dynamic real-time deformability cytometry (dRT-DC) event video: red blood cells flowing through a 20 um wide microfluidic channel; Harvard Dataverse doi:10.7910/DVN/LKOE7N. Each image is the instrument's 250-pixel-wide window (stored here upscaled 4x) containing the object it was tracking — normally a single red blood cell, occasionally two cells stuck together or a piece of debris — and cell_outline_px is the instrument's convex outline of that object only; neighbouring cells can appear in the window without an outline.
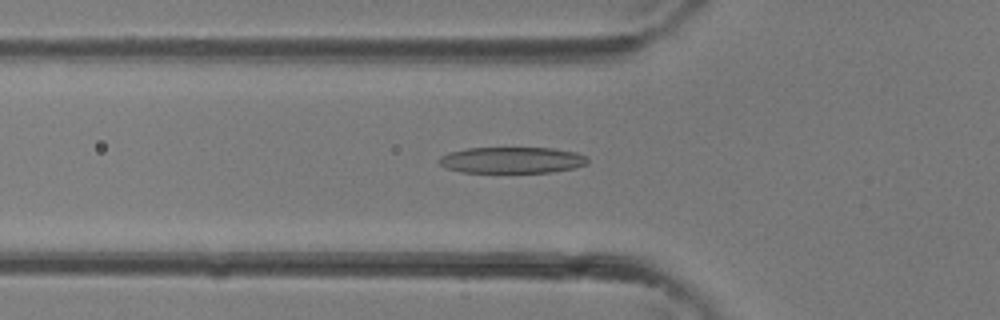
{"species": "common noctule bat (a hibernating species)", "species_latin": "Nyctalus noctula", "temperature_condition": "room temperature", "stored_images_in_passage": 24, "camera_frame_rate_fps": 3000, "um_per_image_px": 0.085, "animal": {"sex": "female"}, "frame": {"image": 1, "passage_image": 2, "time_ms": 0.333, "image_size_px": [1000, 320], "cell_outline_px": [[588, 164], [572, 168], [552, 172], [460, 172], [448, 168], [440, 164], [440, 156], [448, 152], [468, 148], [552, 148], [576, 152], [584, 156], [588, 160]], "centroid_in_image_um": [43.51, 13.6], "position_along_channel_um": 82.3, "area_um2": 22.54}}
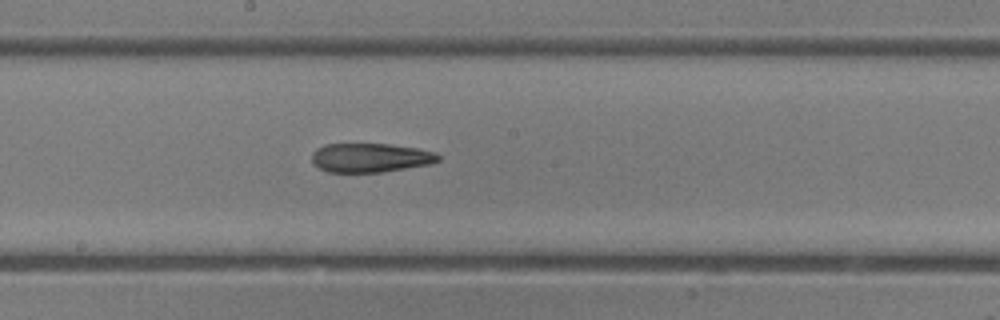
{"frame": {"image": 2, "passage_image": 9, "time_ms": 2.667, "image_size_px": [1000, 320], "cell_outline_px": [[440, 160], [432, 164], [384, 172], [328, 172], [312, 164], [312, 152], [316, 148], [324, 144], [388, 144], [416, 148], [436, 152], [440, 156]], "centroid_in_image_um": [31.49, 13.41], "position_along_channel_um": 216.7, "area_um2": 21.62}}
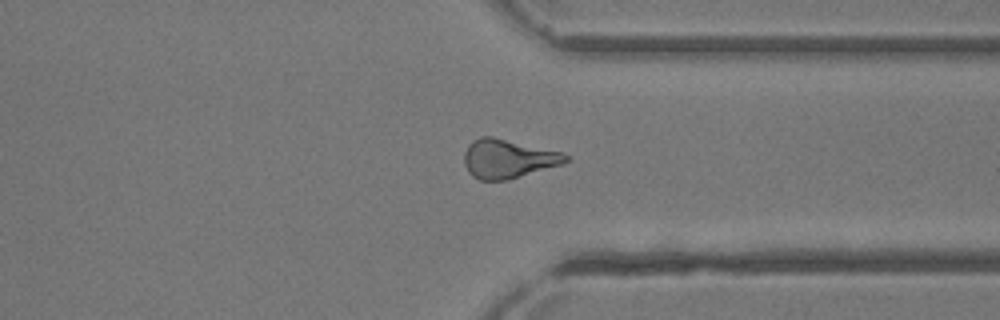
{"frame": {"image": 3, "passage_image": 17, "time_ms": 5.333, "image_size_px": [1000, 320], "cell_outline_px": [[568, 160], [564, 164], [508, 180], [480, 180], [472, 176], [468, 172], [464, 164], [464, 152], [468, 144], [472, 140], [480, 136], [492, 136], [564, 152], [568, 156]], "centroid_in_image_um": [43.18, 13.49], "position_along_channel_um": 368.2, "area_um2": 23.35}}